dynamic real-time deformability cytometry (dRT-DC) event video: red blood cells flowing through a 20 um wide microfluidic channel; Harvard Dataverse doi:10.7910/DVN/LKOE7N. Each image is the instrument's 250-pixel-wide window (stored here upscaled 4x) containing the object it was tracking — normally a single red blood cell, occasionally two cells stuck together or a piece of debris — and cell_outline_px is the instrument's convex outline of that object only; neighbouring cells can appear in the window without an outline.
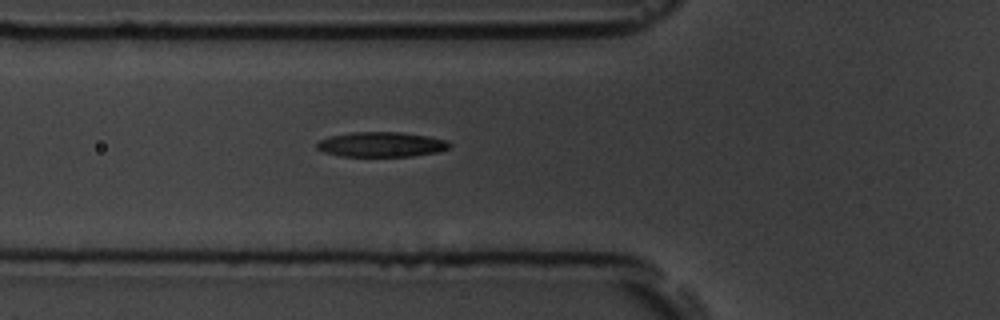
{"species": "common noctule bat (a hibernating species)", "species_latin": "Nyctalus noctula", "temperature_condition": "room temperature", "stored_images_in_passage": 5, "segment_of_instrument_passage": [1, 2], "camera_frame_rate_fps": 3000, "um_per_image_px": 0.085, "animal": {"sex": "male", "body_mass_g": 19.5, "forearm_length_mm": 54.6}, "frame": {"image": 1, "passage_image": 4, "time_ms": 3.333, "image_size_px": [1000, 320], "cell_outline_px": [[452, 144], [448, 148], [436, 152], [412, 156], [340, 156], [324, 152], [316, 148], [316, 144], [320, 140], [328, 136], [352, 132], [400, 132], [428, 136], [448, 140]], "centroid_in_image_um": [32.4, 12.27], "position_along_channel_um": 93.4, "area_um2": 19.31}}